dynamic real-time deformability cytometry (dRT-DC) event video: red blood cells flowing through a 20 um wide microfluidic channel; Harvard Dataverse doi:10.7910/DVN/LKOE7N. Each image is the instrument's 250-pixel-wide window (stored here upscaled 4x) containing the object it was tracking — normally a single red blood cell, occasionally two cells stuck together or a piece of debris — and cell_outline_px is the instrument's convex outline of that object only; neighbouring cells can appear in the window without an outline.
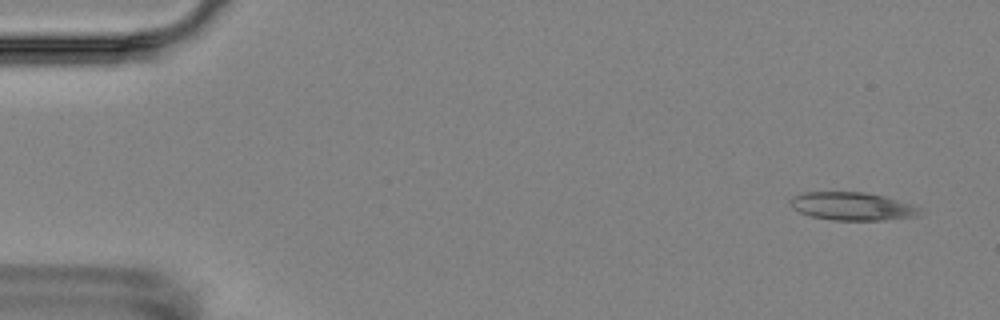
{"species": "Egyptian fruit bat (a non-hibernating species)", "species_latin": "Rousettus aegyptiacus", "temperature_condition": "room temperature", "stored_images_in_passage": 4, "camera_frame_rate_fps": 3000, "um_per_image_px": 0.085, "animal": {"sex": "female"}, "frame": {"image": 1, "passage_image": 1, "time_ms": 0.0, "image_size_px": [1000, 320], "cell_outline_px": [[920, 216], [884, 220], [832, 220], [812, 216], [800, 212], [792, 208], [788, 200], [792, 196], [804, 192], [864, 192], [884, 196], [920, 208]], "centroid_in_image_um": [72.39, 17.53], "position_along_channel_um": 12.6, "area_um2": 21.1}}